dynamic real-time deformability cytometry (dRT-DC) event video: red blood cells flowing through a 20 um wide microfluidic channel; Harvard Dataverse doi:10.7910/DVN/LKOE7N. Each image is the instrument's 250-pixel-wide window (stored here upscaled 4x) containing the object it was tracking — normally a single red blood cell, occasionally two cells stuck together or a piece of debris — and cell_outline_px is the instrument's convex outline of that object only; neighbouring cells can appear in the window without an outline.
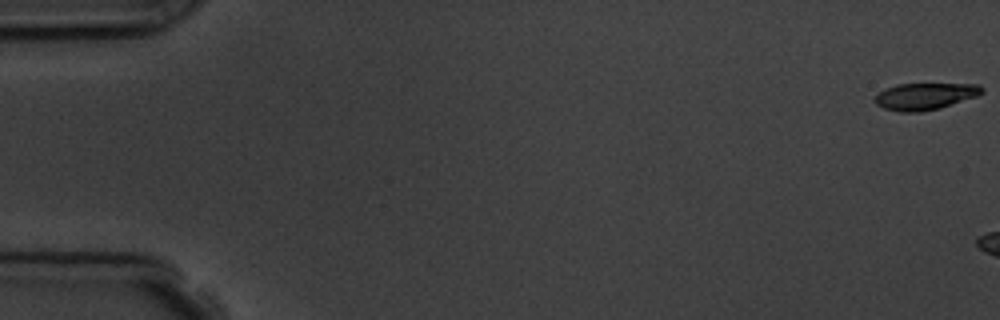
{"species": "common noctule bat (a hibernating species)", "species_latin": "Nyctalus noctula", "temperature_condition": "room temperature", "stored_images_in_passage": 6, "camera_frame_rate_fps": 3000, "um_per_image_px": 0.085, "animal": {"sex": "male", "body_mass_g": 19.5, "forearm_length_mm": 54.6}, "frame": {"image": 1, "passage_image": 1, "time_ms": 0.0, "image_size_px": [1000, 320], "cell_outline_px": [[984, 92], [976, 96], [940, 108], [920, 112], [900, 112], [884, 108], [876, 104], [872, 100], [884, 88], [896, 84], [980, 84], [984, 88]], "centroid_in_image_um": [78.61, 8.18], "position_along_channel_um": 6.4, "area_um2": 16.76}}
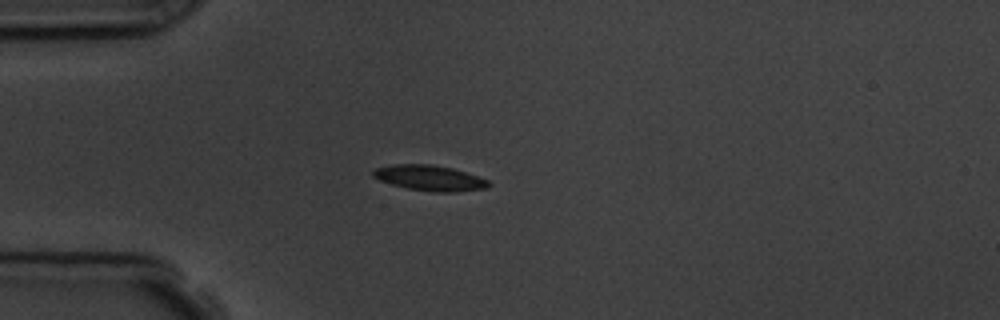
{"frame": {"image": 2, "passage_image": 5, "time_ms": 6.333, "image_size_px": [1000, 320], "cell_outline_px": [[492, 184], [488, 188], [452, 192], [436, 192], [408, 188], [392, 184], [380, 180], [372, 176], [372, 172], [376, 168], [392, 164], [428, 164], [452, 168], [488, 180]], "centroid_in_image_um": [36.52, 15.13], "position_along_channel_um": 48.5, "area_um2": 16.94}}